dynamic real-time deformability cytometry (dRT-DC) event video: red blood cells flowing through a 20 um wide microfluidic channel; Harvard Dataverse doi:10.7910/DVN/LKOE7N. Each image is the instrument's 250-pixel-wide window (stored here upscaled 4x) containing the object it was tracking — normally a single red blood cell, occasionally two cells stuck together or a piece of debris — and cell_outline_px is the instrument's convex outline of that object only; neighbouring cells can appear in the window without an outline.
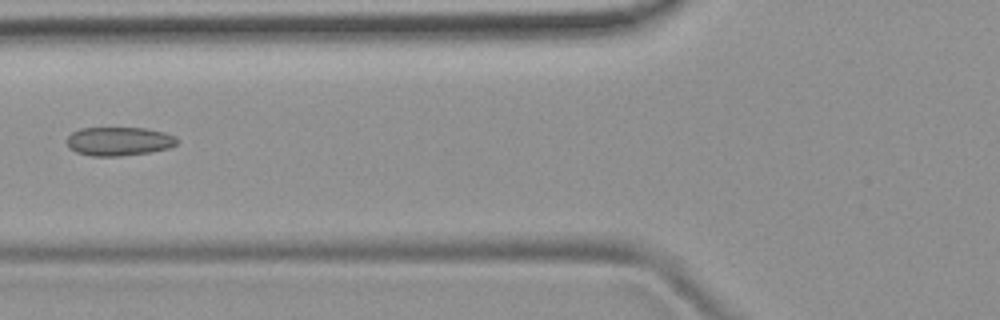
{"species": "common noctule bat (a hibernating species)", "species_latin": "Nyctalus noctula", "temperature_condition": "room temperature", "stored_images_in_passage": 6, "camera_frame_rate_fps": 3000, "um_per_image_px": 0.085, "animal": {"sex": "female", "body_mass_g": 19.9}, "frame": {"image": 1, "passage_image": 6, "time_ms": 5.667, "image_size_px": [1000, 320], "cell_outline_px": [[176, 144], [168, 148], [152, 152], [120, 156], [92, 156], [76, 152], [68, 148], [68, 136], [72, 132], [80, 128], [144, 128], [164, 132], [176, 136]], "centroid_in_image_um": [10.1, 12.01], "position_along_channel_um": 115.7, "area_um2": 18.44}}